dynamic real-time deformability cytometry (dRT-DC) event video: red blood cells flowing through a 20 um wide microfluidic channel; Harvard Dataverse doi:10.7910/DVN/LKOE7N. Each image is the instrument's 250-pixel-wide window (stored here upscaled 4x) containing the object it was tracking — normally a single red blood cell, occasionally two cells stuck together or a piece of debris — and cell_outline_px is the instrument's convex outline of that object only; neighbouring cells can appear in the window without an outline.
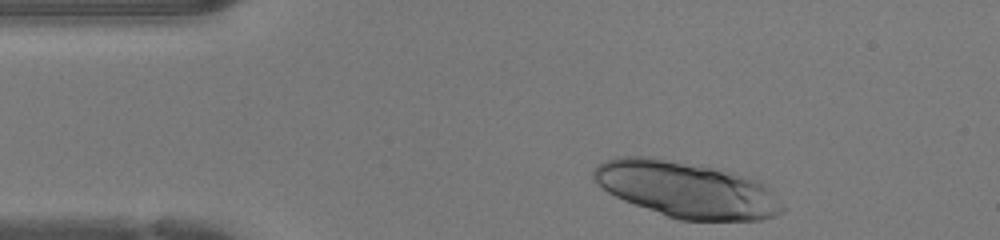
{"species": "human", "species_latin": "Homo sapiens", "temperature_condition": "warm", "stored_images_in_passage": 10, "camera_frame_rate_fps": 3000, "um_per_image_px": 0.085, "donor": {"sex": "female"}, "frame": {"image": 1, "passage_image": 1, "time_ms": 0.0, "image_size_px": [1000, 240], "cell_outline_px": [[784, 212], [776, 216], [760, 220], [680, 220], [668, 216], [624, 200], [608, 192], [596, 184], [592, 180], [592, 172], [596, 164], [604, 160], [616, 156], [660, 156], [700, 164], [732, 172], [760, 180], [768, 188], [784, 208]], "centroid_in_image_um": [58.31, 16.07], "position_along_channel_um": 26.7, "area_um2": 62.25}}
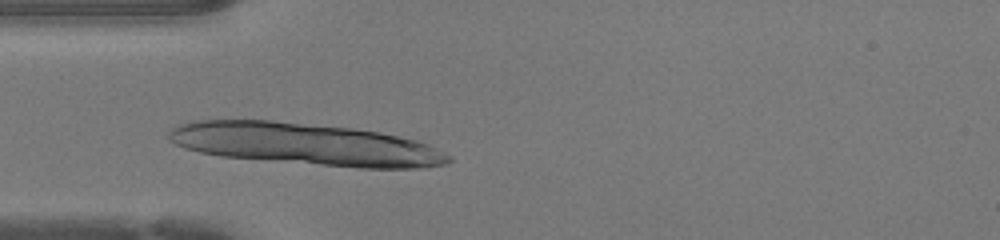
{"frame": {"image": 2, "passage_image": 7, "time_ms": 2.0, "image_size_px": [1000, 240], "cell_outline_px": [[452, 160], [448, 164], [416, 168], [360, 168], [220, 156], [200, 152], [184, 148], [176, 144], [168, 136], [168, 132], [176, 124], [192, 120], [272, 120], [352, 128], [380, 132], [416, 140], [428, 144], [452, 156]], "centroid_in_image_um": [25.97, 12.25], "position_along_channel_um": 59.0, "area_um2": 68.49}}